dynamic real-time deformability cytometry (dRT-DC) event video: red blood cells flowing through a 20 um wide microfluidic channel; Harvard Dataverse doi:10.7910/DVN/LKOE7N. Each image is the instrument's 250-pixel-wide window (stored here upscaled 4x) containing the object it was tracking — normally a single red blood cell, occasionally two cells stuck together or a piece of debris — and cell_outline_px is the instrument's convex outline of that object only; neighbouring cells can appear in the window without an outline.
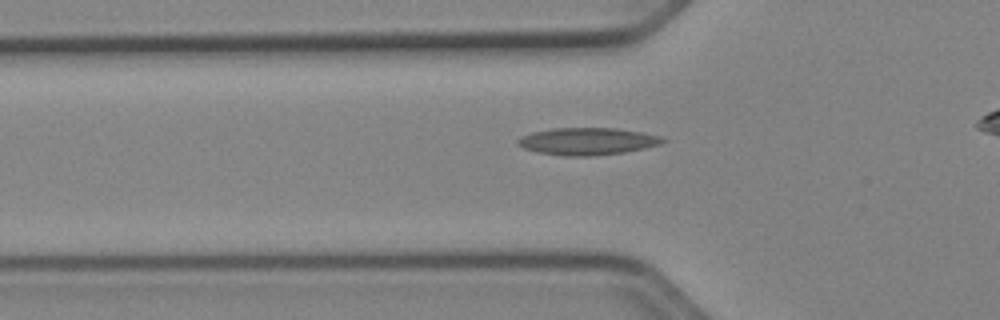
{"species": "Egyptian fruit bat (a non-hibernating species)", "species_latin": "Rousettus aegyptiacus", "temperature_condition": "cold", "stored_images_in_passage": 39, "camera_frame_rate_fps": 3000, "um_per_image_px": 0.085, "animal": {"sex": "female"}, "frame": {"image": 1, "passage_image": 11, "time_ms": 3.333, "image_size_px": [1000, 320], "cell_outline_px": [[668, 140], [660, 144], [644, 148], [624, 152], [592, 156], [564, 156], [536, 152], [524, 148], [516, 144], [516, 140], [520, 136], [532, 132], [552, 128], [616, 128], [640, 132], [660, 136]], "centroid_in_image_um": [49.89, 12.01], "position_along_channel_um": 75.9, "area_um2": 23.06}}
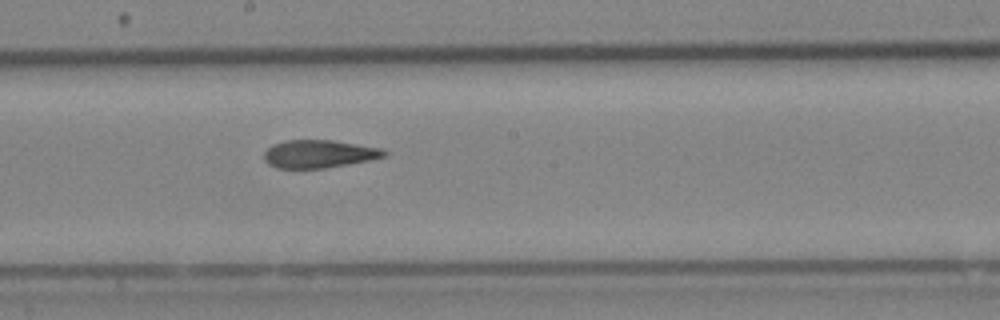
{"frame": {"image": 2, "passage_image": 22, "time_ms": 7.0, "image_size_px": [1000, 320], "cell_outline_px": [[388, 156], [348, 164], [324, 168], [276, 168], [268, 164], [264, 160], [264, 152], [272, 144], [284, 140], [332, 140], [384, 148], [388, 152]], "centroid_in_image_um": [27.13, 13.07], "position_along_channel_um": 221.1, "area_um2": 19.71}}
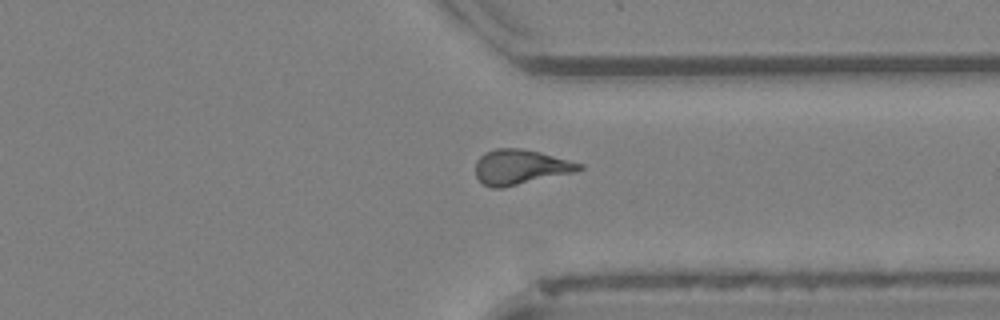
{"frame": {"image": 3, "passage_image": 33, "time_ms": 10.667, "image_size_px": [1000, 320], "cell_outline_px": [[584, 168], [572, 172], [504, 188], [488, 188], [476, 176], [476, 160], [484, 152], [496, 148], [520, 148], [540, 152], [584, 164]], "centroid_in_image_um": [44.2, 14.19], "position_along_channel_um": 367.2, "area_um2": 21.1}, "authors_computed_cell_mechanics": {"area_um2": 20.519, "velocity_mm_per_s": 3.9658, "shape_relaxation_time_tau1_ms": null, "shape_relaxation_time_tau2_ms": 1.8612, "deformation_change_tau1": null, "deformation_change_tau2": 0.102}}